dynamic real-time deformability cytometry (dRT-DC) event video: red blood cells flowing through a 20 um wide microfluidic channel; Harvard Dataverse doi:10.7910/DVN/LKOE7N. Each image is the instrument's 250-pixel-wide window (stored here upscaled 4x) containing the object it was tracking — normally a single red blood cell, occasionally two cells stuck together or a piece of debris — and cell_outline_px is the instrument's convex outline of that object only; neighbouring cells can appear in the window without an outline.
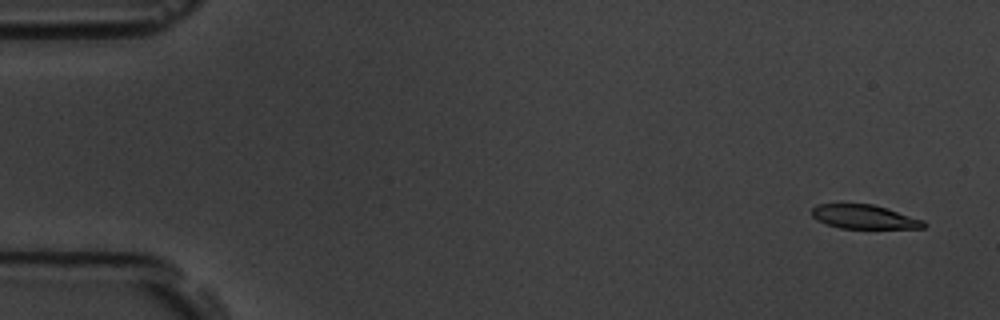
{"species": "common noctule bat (a hibernating species)", "species_latin": "Nyctalus noctula", "temperature_condition": "room temperature", "stored_images_in_passage": 5, "camera_frame_rate_fps": 3000, "um_per_image_px": 0.085, "animal": {"sex": "male", "body_mass_g": 19.5, "forearm_length_mm": 54.6}, "frame": {"image": 1, "passage_image": 1, "time_ms": 0.0, "image_size_px": [1000, 320], "cell_outline_px": [[928, 224], [924, 228], [840, 228], [816, 220], [812, 216], [812, 208], [816, 204], [872, 204], [888, 208], [924, 220]], "centroid_in_image_um": [73.48, 18.43], "position_along_channel_um": 11.5, "area_um2": 15.66}}